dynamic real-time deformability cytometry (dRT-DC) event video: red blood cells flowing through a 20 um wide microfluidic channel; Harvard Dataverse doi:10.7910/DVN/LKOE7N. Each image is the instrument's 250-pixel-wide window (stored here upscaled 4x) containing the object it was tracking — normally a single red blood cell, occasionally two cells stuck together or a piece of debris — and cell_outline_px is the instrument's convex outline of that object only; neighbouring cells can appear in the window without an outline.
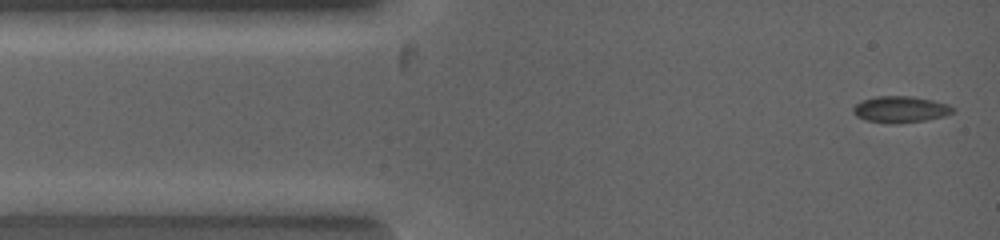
{"species": "common noctule bat (a hibernating species)", "species_latin": "Nyctalus noctula", "temperature_condition": "warm", "stored_images_in_passage": 6, "camera_frame_rate_fps": 5000, "um_per_image_px": 0.085, "animal": {"sex": "female", "body_mass_g": 19.0, "forearm_length_mm": 53.3}, "frame": {"image": 1, "passage_image": 1, "time_ms": 0.0, "image_size_px": [1000, 240], "cell_outline_px": [[952, 112], [944, 116], [924, 120], [896, 124], [888, 124], [864, 120], [856, 116], [852, 112], [852, 108], [860, 100], [876, 96], [912, 96], [932, 100], [948, 104], [952, 108]], "centroid_in_image_um": [76.45, 9.3], "position_along_channel_um": 8.5, "area_um2": 15.43}}
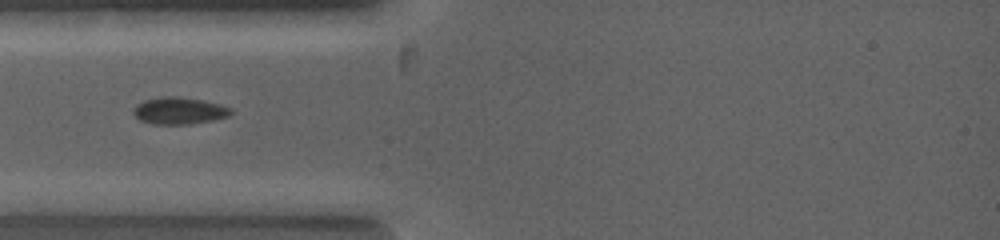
{"frame": {"image": 2, "passage_image": 5, "time_ms": 2.0, "image_size_px": [1000, 240], "cell_outline_px": [[232, 112], [228, 116], [212, 120], [188, 124], [152, 124], [140, 120], [132, 112], [132, 108], [136, 104], [144, 100], [164, 96], [176, 96], [200, 100], [232, 108]], "centroid_in_image_um": [15.17, 9.41], "position_along_channel_um": 69.8, "area_um2": 15.14}}